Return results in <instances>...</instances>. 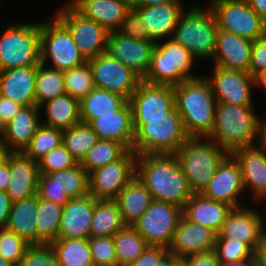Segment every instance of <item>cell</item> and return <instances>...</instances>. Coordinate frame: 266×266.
<instances>
[{
	"instance_id": "52a82bcc",
	"label": "cell",
	"mask_w": 266,
	"mask_h": 266,
	"mask_svg": "<svg viewBox=\"0 0 266 266\" xmlns=\"http://www.w3.org/2000/svg\"><path fill=\"white\" fill-rule=\"evenodd\" d=\"M163 44L158 41L152 52L150 66L142 81L154 85H179L186 79L199 77L190 71L197 59L188 49L172 38Z\"/></svg>"
},
{
	"instance_id": "f1b7e54d",
	"label": "cell",
	"mask_w": 266,
	"mask_h": 266,
	"mask_svg": "<svg viewBox=\"0 0 266 266\" xmlns=\"http://www.w3.org/2000/svg\"><path fill=\"white\" fill-rule=\"evenodd\" d=\"M231 209L224 202L210 200L201 193H193L183 208V215L191 222L209 227L218 234Z\"/></svg>"
},
{
	"instance_id": "4fadbf2b",
	"label": "cell",
	"mask_w": 266,
	"mask_h": 266,
	"mask_svg": "<svg viewBox=\"0 0 266 266\" xmlns=\"http://www.w3.org/2000/svg\"><path fill=\"white\" fill-rule=\"evenodd\" d=\"M137 155L128 150L117 161L110 162L89 174V194L97 200H115L136 176Z\"/></svg>"
},
{
	"instance_id": "680465c9",
	"label": "cell",
	"mask_w": 266,
	"mask_h": 266,
	"mask_svg": "<svg viewBox=\"0 0 266 266\" xmlns=\"http://www.w3.org/2000/svg\"><path fill=\"white\" fill-rule=\"evenodd\" d=\"M10 179V156L6 164L0 167V191H6Z\"/></svg>"
},
{
	"instance_id": "7c38bea8",
	"label": "cell",
	"mask_w": 266,
	"mask_h": 266,
	"mask_svg": "<svg viewBox=\"0 0 266 266\" xmlns=\"http://www.w3.org/2000/svg\"><path fill=\"white\" fill-rule=\"evenodd\" d=\"M54 15L69 31L86 61L106 52L109 32L100 24L85 17L73 5H64Z\"/></svg>"
},
{
	"instance_id": "91938a15",
	"label": "cell",
	"mask_w": 266,
	"mask_h": 266,
	"mask_svg": "<svg viewBox=\"0 0 266 266\" xmlns=\"http://www.w3.org/2000/svg\"><path fill=\"white\" fill-rule=\"evenodd\" d=\"M249 6L265 21L266 0H246Z\"/></svg>"
},
{
	"instance_id": "277c9868",
	"label": "cell",
	"mask_w": 266,
	"mask_h": 266,
	"mask_svg": "<svg viewBox=\"0 0 266 266\" xmlns=\"http://www.w3.org/2000/svg\"><path fill=\"white\" fill-rule=\"evenodd\" d=\"M135 138L132 150L141 154H175L190 138L174 107L166 118L133 119Z\"/></svg>"
},
{
	"instance_id": "f6af8a7d",
	"label": "cell",
	"mask_w": 266,
	"mask_h": 266,
	"mask_svg": "<svg viewBox=\"0 0 266 266\" xmlns=\"http://www.w3.org/2000/svg\"><path fill=\"white\" fill-rule=\"evenodd\" d=\"M37 162L40 174H50L52 172L66 170L78 164L77 160L63 144L52 149Z\"/></svg>"
},
{
	"instance_id": "db71d44e",
	"label": "cell",
	"mask_w": 266,
	"mask_h": 266,
	"mask_svg": "<svg viewBox=\"0 0 266 266\" xmlns=\"http://www.w3.org/2000/svg\"><path fill=\"white\" fill-rule=\"evenodd\" d=\"M37 196L41 200L55 202L62 206L69 201V197L59 186L38 185Z\"/></svg>"
},
{
	"instance_id": "ac0fdd59",
	"label": "cell",
	"mask_w": 266,
	"mask_h": 266,
	"mask_svg": "<svg viewBox=\"0 0 266 266\" xmlns=\"http://www.w3.org/2000/svg\"><path fill=\"white\" fill-rule=\"evenodd\" d=\"M244 188L242 173L236 159L228 154L201 194L210 200L224 202L232 208L241 207L238 200Z\"/></svg>"
},
{
	"instance_id": "7dc6e473",
	"label": "cell",
	"mask_w": 266,
	"mask_h": 266,
	"mask_svg": "<svg viewBox=\"0 0 266 266\" xmlns=\"http://www.w3.org/2000/svg\"><path fill=\"white\" fill-rule=\"evenodd\" d=\"M29 245L11 230L7 228L0 229V255L15 266L18 265Z\"/></svg>"
},
{
	"instance_id": "ab89813d",
	"label": "cell",
	"mask_w": 266,
	"mask_h": 266,
	"mask_svg": "<svg viewBox=\"0 0 266 266\" xmlns=\"http://www.w3.org/2000/svg\"><path fill=\"white\" fill-rule=\"evenodd\" d=\"M35 82V102L38 107L46 101L66 94L63 71L40 63L37 65Z\"/></svg>"
},
{
	"instance_id": "e575fe53",
	"label": "cell",
	"mask_w": 266,
	"mask_h": 266,
	"mask_svg": "<svg viewBox=\"0 0 266 266\" xmlns=\"http://www.w3.org/2000/svg\"><path fill=\"white\" fill-rule=\"evenodd\" d=\"M45 107L47 121L41 124L66 130L81 122L79 101L68 94H63L40 105Z\"/></svg>"
},
{
	"instance_id": "f907efd6",
	"label": "cell",
	"mask_w": 266,
	"mask_h": 266,
	"mask_svg": "<svg viewBox=\"0 0 266 266\" xmlns=\"http://www.w3.org/2000/svg\"><path fill=\"white\" fill-rule=\"evenodd\" d=\"M118 32L126 37L134 39L151 40L142 24L138 12L133 7L126 12Z\"/></svg>"
},
{
	"instance_id": "8c879c8a",
	"label": "cell",
	"mask_w": 266,
	"mask_h": 266,
	"mask_svg": "<svg viewBox=\"0 0 266 266\" xmlns=\"http://www.w3.org/2000/svg\"><path fill=\"white\" fill-rule=\"evenodd\" d=\"M173 266H188L187 262L184 259H177L174 263Z\"/></svg>"
},
{
	"instance_id": "c3c4849f",
	"label": "cell",
	"mask_w": 266,
	"mask_h": 266,
	"mask_svg": "<svg viewBox=\"0 0 266 266\" xmlns=\"http://www.w3.org/2000/svg\"><path fill=\"white\" fill-rule=\"evenodd\" d=\"M88 242L94 266H117L113 237H89Z\"/></svg>"
},
{
	"instance_id": "f546056e",
	"label": "cell",
	"mask_w": 266,
	"mask_h": 266,
	"mask_svg": "<svg viewBox=\"0 0 266 266\" xmlns=\"http://www.w3.org/2000/svg\"><path fill=\"white\" fill-rule=\"evenodd\" d=\"M73 6L108 32L118 31L131 6L122 0H78Z\"/></svg>"
},
{
	"instance_id": "9a60e30c",
	"label": "cell",
	"mask_w": 266,
	"mask_h": 266,
	"mask_svg": "<svg viewBox=\"0 0 266 266\" xmlns=\"http://www.w3.org/2000/svg\"><path fill=\"white\" fill-rule=\"evenodd\" d=\"M250 208H232L217 237L239 240L257 254L266 239V230L261 215Z\"/></svg>"
},
{
	"instance_id": "89a4df30",
	"label": "cell",
	"mask_w": 266,
	"mask_h": 266,
	"mask_svg": "<svg viewBox=\"0 0 266 266\" xmlns=\"http://www.w3.org/2000/svg\"><path fill=\"white\" fill-rule=\"evenodd\" d=\"M6 132V123L3 121V119L0 117V141L3 140Z\"/></svg>"
},
{
	"instance_id": "9c48e42d",
	"label": "cell",
	"mask_w": 266,
	"mask_h": 266,
	"mask_svg": "<svg viewBox=\"0 0 266 266\" xmlns=\"http://www.w3.org/2000/svg\"><path fill=\"white\" fill-rule=\"evenodd\" d=\"M51 59L54 69L65 71L83 65L86 59L74 43L68 29L54 16L40 24V63Z\"/></svg>"
},
{
	"instance_id": "d590c367",
	"label": "cell",
	"mask_w": 266,
	"mask_h": 266,
	"mask_svg": "<svg viewBox=\"0 0 266 266\" xmlns=\"http://www.w3.org/2000/svg\"><path fill=\"white\" fill-rule=\"evenodd\" d=\"M125 226L115 200H97L91 221L90 237H113Z\"/></svg>"
},
{
	"instance_id": "2e32d148",
	"label": "cell",
	"mask_w": 266,
	"mask_h": 266,
	"mask_svg": "<svg viewBox=\"0 0 266 266\" xmlns=\"http://www.w3.org/2000/svg\"><path fill=\"white\" fill-rule=\"evenodd\" d=\"M211 76H207V79L217 102L253 106L251 88H254L255 83L248 72L214 66Z\"/></svg>"
},
{
	"instance_id": "484cf974",
	"label": "cell",
	"mask_w": 266,
	"mask_h": 266,
	"mask_svg": "<svg viewBox=\"0 0 266 266\" xmlns=\"http://www.w3.org/2000/svg\"><path fill=\"white\" fill-rule=\"evenodd\" d=\"M89 125L99 139L116 141L127 150H132L135 132L133 129L132 107L129 101L119 110L93 119Z\"/></svg>"
},
{
	"instance_id": "30bf717a",
	"label": "cell",
	"mask_w": 266,
	"mask_h": 266,
	"mask_svg": "<svg viewBox=\"0 0 266 266\" xmlns=\"http://www.w3.org/2000/svg\"><path fill=\"white\" fill-rule=\"evenodd\" d=\"M182 215L183 208L153 200L132 226L144 238L148 246L169 249Z\"/></svg>"
},
{
	"instance_id": "e7e4bbea",
	"label": "cell",
	"mask_w": 266,
	"mask_h": 266,
	"mask_svg": "<svg viewBox=\"0 0 266 266\" xmlns=\"http://www.w3.org/2000/svg\"><path fill=\"white\" fill-rule=\"evenodd\" d=\"M12 151L7 147V145L0 141V167L7 163L9 156Z\"/></svg>"
},
{
	"instance_id": "cb8c5ba5",
	"label": "cell",
	"mask_w": 266,
	"mask_h": 266,
	"mask_svg": "<svg viewBox=\"0 0 266 266\" xmlns=\"http://www.w3.org/2000/svg\"><path fill=\"white\" fill-rule=\"evenodd\" d=\"M39 175L37 161L32 160L23 152H12L10 155V179L6 190L11 202L37 195Z\"/></svg>"
},
{
	"instance_id": "6f0895ef",
	"label": "cell",
	"mask_w": 266,
	"mask_h": 266,
	"mask_svg": "<svg viewBox=\"0 0 266 266\" xmlns=\"http://www.w3.org/2000/svg\"><path fill=\"white\" fill-rule=\"evenodd\" d=\"M12 202L6 191H0V229L6 228Z\"/></svg>"
},
{
	"instance_id": "8992f818",
	"label": "cell",
	"mask_w": 266,
	"mask_h": 266,
	"mask_svg": "<svg viewBox=\"0 0 266 266\" xmlns=\"http://www.w3.org/2000/svg\"><path fill=\"white\" fill-rule=\"evenodd\" d=\"M218 27L210 9L193 5L181 15L172 39L184 46L197 59H209L214 54Z\"/></svg>"
},
{
	"instance_id": "7bdbcfd3",
	"label": "cell",
	"mask_w": 266,
	"mask_h": 266,
	"mask_svg": "<svg viewBox=\"0 0 266 266\" xmlns=\"http://www.w3.org/2000/svg\"><path fill=\"white\" fill-rule=\"evenodd\" d=\"M66 94L79 102L95 88L93 73L89 62L63 71Z\"/></svg>"
},
{
	"instance_id": "ffe728a7",
	"label": "cell",
	"mask_w": 266,
	"mask_h": 266,
	"mask_svg": "<svg viewBox=\"0 0 266 266\" xmlns=\"http://www.w3.org/2000/svg\"><path fill=\"white\" fill-rule=\"evenodd\" d=\"M217 233L209 227L191 222L184 215L179 220L168 249L176 258L184 259L215 249Z\"/></svg>"
},
{
	"instance_id": "d6986e66",
	"label": "cell",
	"mask_w": 266,
	"mask_h": 266,
	"mask_svg": "<svg viewBox=\"0 0 266 266\" xmlns=\"http://www.w3.org/2000/svg\"><path fill=\"white\" fill-rule=\"evenodd\" d=\"M155 44L153 40L134 39L113 31L108 34L106 53L143 78L149 69Z\"/></svg>"
},
{
	"instance_id": "34e18365",
	"label": "cell",
	"mask_w": 266,
	"mask_h": 266,
	"mask_svg": "<svg viewBox=\"0 0 266 266\" xmlns=\"http://www.w3.org/2000/svg\"><path fill=\"white\" fill-rule=\"evenodd\" d=\"M76 1H78V0H71V2H68L67 5H73Z\"/></svg>"
},
{
	"instance_id": "816d5d0a",
	"label": "cell",
	"mask_w": 266,
	"mask_h": 266,
	"mask_svg": "<svg viewBox=\"0 0 266 266\" xmlns=\"http://www.w3.org/2000/svg\"><path fill=\"white\" fill-rule=\"evenodd\" d=\"M266 71V33L253 41L249 74L254 78Z\"/></svg>"
},
{
	"instance_id": "1f68e13d",
	"label": "cell",
	"mask_w": 266,
	"mask_h": 266,
	"mask_svg": "<svg viewBox=\"0 0 266 266\" xmlns=\"http://www.w3.org/2000/svg\"><path fill=\"white\" fill-rule=\"evenodd\" d=\"M38 196L13 202L6 228L11 230L27 243L36 244V215Z\"/></svg>"
},
{
	"instance_id": "03108f58",
	"label": "cell",
	"mask_w": 266,
	"mask_h": 266,
	"mask_svg": "<svg viewBox=\"0 0 266 266\" xmlns=\"http://www.w3.org/2000/svg\"><path fill=\"white\" fill-rule=\"evenodd\" d=\"M258 266H266V239L263 245L260 247L258 253Z\"/></svg>"
},
{
	"instance_id": "8d00e7d4",
	"label": "cell",
	"mask_w": 266,
	"mask_h": 266,
	"mask_svg": "<svg viewBox=\"0 0 266 266\" xmlns=\"http://www.w3.org/2000/svg\"><path fill=\"white\" fill-rule=\"evenodd\" d=\"M63 206L38 198L36 244H51L58 239Z\"/></svg>"
},
{
	"instance_id": "4316f807",
	"label": "cell",
	"mask_w": 266,
	"mask_h": 266,
	"mask_svg": "<svg viewBox=\"0 0 266 266\" xmlns=\"http://www.w3.org/2000/svg\"><path fill=\"white\" fill-rule=\"evenodd\" d=\"M37 65L0 71L1 95L23 106L36 105Z\"/></svg>"
},
{
	"instance_id": "003e7915",
	"label": "cell",
	"mask_w": 266,
	"mask_h": 266,
	"mask_svg": "<svg viewBox=\"0 0 266 266\" xmlns=\"http://www.w3.org/2000/svg\"><path fill=\"white\" fill-rule=\"evenodd\" d=\"M254 83L256 86H262L266 89V71L259 73L254 77Z\"/></svg>"
},
{
	"instance_id": "6125c7cd",
	"label": "cell",
	"mask_w": 266,
	"mask_h": 266,
	"mask_svg": "<svg viewBox=\"0 0 266 266\" xmlns=\"http://www.w3.org/2000/svg\"><path fill=\"white\" fill-rule=\"evenodd\" d=\"M171 2H182V0H134L132 6H152Z\"/></svg>"
},
{
	"instance_id": "ee69618b",
	"label": "cell",
	"mask_w": 266,
	"mask_h": 266,
	"mask_svg": "<svg viewBox=\"0 0 266 266\" xmlns=\"http://www.w3.org/2000/svg\"><path fill=\"white\" fill-rule=\"evenodd\" d=\"M63 131L41 124L23 153L34 161L40 160L62 144Z\"/></svg>"
},
{
	"instance_id": "44dd1931",
	"label": "cell",
	"mask_w": 266,
	"mask_h": 266,
	"mask_svg": "<svg viewBox=\"0 0 266 266\" xmlns=\"http://www.w3.org/2000/svg\"><path fill=\"white\" fill-rule=\"evenodd\" d=\"M132 7L138 12L147 34L155 42L162 38H172L177 22L186 10L182 2Z\"/></svg>"
},
{
	"instance_id": "94428289",
	"label": "cell",
	"mask_w": 266,
	"mask_h": 266,
	"mask_svg": "<svg viewBox=\"0 0 266 266\" xmlns=\"http://www.w3.org/2000/svg\"><path fill=\"white\" fill-rule=\"evenodd\" d=\"M219 266H258V257H248L237 261L220 263Z\"/></svg>"
},
{
	"instance_id": "753ad0ef",
	"label": "cell",
	"mask_w": 266,
	"mask_h": 266,
	"mask_svg": "<svg viewBox=\"0 0 266 266\" xmlns=\"http://www.w3.org/2000/svg\"><path fill=\"white\" fill-rule=\"evenodd\" d=\"M122 1L127 2L131 7H132L133 2H134V0H122Z\"/></svg>"
},
{
	"instance_id": "7402d4cb",
	"label": "cell",
	"mask_w": 266,
	"mask_h": 266,
	"mask_svg": "<svg viewBox=\"0 0 266 266\" xmlns=\"http://www.w3.org/2000/svg\"><path fill=\"white\" fill-rule=\"evenodd\" d=\"M253 41L219 29L215 43L214 66L249 72Z\"/></svg>"
},
{
	"instance_id": "d6a6232c",
	"label": "cell",
	"mask_w": 266,
	"mask_h": 266,
	"mask_svg": "<svg viewBox=\"0 0 266 266\" xmlns=\"http://www.w3.org/2000/svg\"><path fill=\"white\" fill-rule=\"evenodd\" d=\"M38 185L59 186L69 199L80 198L89 194V173L78 163L66 170L40 174Z\"/></svg>"
},
{
	"instance_id": "7a4b0ae2",
	"label": "cell",
	"mask_w": 266,
	"mask_h": 266,
	"mask_svg": "<svg viewBox=\"0 0 266 266\" xmlns=\"http://www.w3.org/2000/svg\"><path fill=\"white\" fill-rule=\"evenodd\" d=\"M175 107L190 137H207L213 129L217 100L207 77L186 79L173 87Z\"/></svg>"
},
{
	"instance_id": "5bb4252c",
	"label": "cell",
	"mask_w": 266,
	"mask_h": 266,
	"mask_svg": "<svg viewBox=\"0 0 266 266\" xmlns=\"http://www.w3.org/2000/svg\"><path fill=\"white\" fill-rule=\"evenodd\" d=\"M96 88L119 94L128 101L142 81L131 68L104 52L88 60Z\"/></svg>"
},
{
	"instance_id": "2644e50d",
	"label": "cell",
	"mask_w": 266,
	"mask_h": 266,
	"mask_svg": "<svg viewBox=\"0 0 266 266\" xmlns=\"http://www.w3.org/2000/svg\"><path fill=\"white\" fill-rule=\"evenodd\" d=\"M0 266H15L13 263L7 261L0 255Z\"/></svg>"
},
{
	"instance_id": "603a6c76",
	"label": "cell",
	"mask_w": 266,
	"mask_h": 266,
	"mask_svg": "<svg viewBox=\"0 0 266 266\" xmlns=\"http://www.w3.org/2000/svg\"><path fill=\"white\" fill-rule=\"evenodd\" d=\"M231 155L240 166L244 188L250 187L255 199L266 200V146L258 143Z\"/></svg>"
},
{
	"instance_id": "4dcf8cb0",
	"label": "cell",
	"mask_w": 266,
	"mask_h": 266,
	"mask_svg": "<svg viewBox=\"0 0 266 266\" xmlns=\"http://www.w3.org/2000/svg\"><path fill=\"white\" fill-rule=\"evenodd\" d=\"M115 201L124 224L132 226L150 206L153 198L145 185L135 176L118 194Z\"/></svg>"
},
{
	"instance_id": "6da1fadb",
	"label": "cell",
	"mask_w": 266,
	"mask_h": 266,
	"mask_svg": "<svg viewBox=\"0 0 266 266\" xmlns=\"http://www.w3.org/2000/svg\"><path fill=\"white\" fill-rule=\"evenodd\" d=\"M136 176L153 200L184 208L193 195L175 154L137 155Z\"/></svg>"
},
{
	"instance_id": "681fc988",
	"label": "cell",
	"mask_w": 266,
	"mask_h": 266,
	"mask_svg": "<svg viewBox=\"0 0 266 266\" xmlns=\"http://www.w3.org/2000/svg\"><path fill=\"white\" fill-rule=\"evenodd\" d=\"M17 266H60L51 244L29 245Z\"/></svg>"
},
{
	"instance_id": "e0dca14e",
	"label": "cell",
	"mask_w": 266,
	"mask_h": 266,
	"mask_svg": "<svg viewBox=\"0 0 266 266\" xmlns=\"http://www.w3.org/2000/svg\"><path fill=\"white\" fill-rule=\"evenodd\" d=\"M133 119L166 118L175 107L173 86L141 81L129 100Z\"/></svg>"
},
{
	"instance_id": "11a10c76",
	"label": "cell",
	"mask_w": 266,
	"mask_h": 266,
	"mask_svg": "<svg viewBox=\"0 0 266 266\" xmlns=\"http://www.w3.org/2000/svg\"><path fill=\"white\" fill-rule=\"evenodd\" d=\"M188 266H219L220 262L214 250L193 254L184 258Z\"/></svg>"
},
{
	"instance_id": "3957f363",
	"label": "cell",
	"mask_w": 266,
	"mask_h": 266,
	"mask_svg": "<svg viewBox=\"0 0 266 266\" xmlns=\"http://www.w3.org/2000/svg\"><path fill=\"white\" fill-rule=\"evenodd\" d=\"M207 138L227 154L257 145L260 143V118L255 115L253 106L217 102L213 129Z\"/></svg>"
},
{
	"instance_id": "ba28073f",
	"label": "cell",
	"mask_w": 266,
	"mask_h": 266,
	"mask_svg": "<svg viewBox=\"0 0 266 266\" xmlns=\"http://www.w3.org/2000/svg\"><path fill=\"white\" fill-rule=\"evenodd\" d=\"M40 64V23L11 24L0 36V71Z\"/></svg>"
},
{
	"instance_id": "be15d7a7",
	"label": "cell",
	"mask_w": 266,
	"mask_h": 266,
	"mask_svg": "<svg viewBox=\"0 0 266 266\" xmlns=\"http://www.w3.org/2000/svg\"><path fill=\"white\" fill-rule=\"evenodd\" d=\"M172 253L167 251L153 266H173V263L177 260Z\"/></svg>"
},
{
	"instance_id": "b9f144b4",
	"label": "cell",
	"mask_w": 266,
	"mask_h": 266,
	"mask_svg": "<svg viewBox=\"0 0 266 266\" xmlns=\"http://www.w3.org/2000/svg\"><path fill=\"white\" fill-rule=\"evenodd\" d=\"M127 151L121 143L99 139L79 164L90 174L110 162L117 161Z\"/></svg>"
},
{
	"instance_id": "74e56055",
	"label": "cell",
	"mask_w": 266,
	"mask_h": 266,
	"mask_svg": "<svg viewBox=\"0 0 266 266\" xmlns=\"http://www.w3.org/2000/svg\"><path fill=\"white\" fill-rule=\"evenodd\" d=\"M51 246L60 266H94L88 239H57Z\"/></svg>"
},
{
	"instance_id": "f5cc1de1",
	"label": "cell",
	"mask_w": 266,
	"mask_h": 266,
	"mask_svg": "<svg viewBox=\"0 0 266 266\" xmlns=\"http://www.w3.org/2000/svg\"><path fill=\"white\" fill-rule=\"evenodd\" d=\"M167 251L164 247L147 246L135 261L125 266H153Z\"/></svg>"
},
{
	"instance_id": "8fae6325",
	"label": "cell",
	"mask_w": 266,
	"mask_h": 266,
	"mask_svg": "<svg viewBox=\"0 0 266 266\" xmlns=\"http://www.w3.org/2000/svg\"><path fill=\"white\" fill-rule=\"evenodd\" d=\"M218 29L255 41L265 33V21L246 0H211Z\"/></svg>"
},
{
	"instance_id": "83f0119b",
	"label": "cell",
	"mask_w": 266,
	"mask_h": 266,
	"mask_svg": "<svg viewBox=\"0 0 266 266\" xmlns=\"http://www.w3.org/2000/svg\"><path fill=\"white\" fill-rule=\"evenodd\" d=\"M40 107L23 106L18 113L6 123L3 142L12 152H23L41 125Z\"/></svg>"
},
{
	"instance_id": "bcb514c9",
	"label": "cell",
	"mask_w": 266,
	"mask_h": 266,
	"mask_svg": "<svg viewBox=\"0 0 266 266\" xmlns=\"http://www.w3.org/2000/svg\"><path fill=\"white\" fill-rule=\"evenodd\" d=\"M220 263L237 261L242 258L257 257L246 244L236 239L216 237L214 249Z\"/></svg>"
},
{
	"instance_id": "836d02e7",
	"label": "cell",
	"mask_w": 266,
	"mask_h": 266,
	"mask_svg": "<svg viewBox=\"0 0 266 266\" xmlns=\"http://www.w3.org/2000/svg\"><path fill=\"white\" fill-rule=\"evenodd\" d=\"M127 101L119 94L95 87L79 102L81 122L89 124L101 115L111 114Z\"/></svg>"
},
{
	"instance_id": "5b68a950",
	"label": "cell",
	"mask_w": 266,
	"mask_h": 266,
	"mask_svg": "<svg viewBox=\"0 0 266 266\" xmlns=\"http://www.w3.org/2000/svg\"><path fill=\"white\" fill-rule=\"evenodd\" d=\"M175 155L191 191L201 193L228 154L207 137H190Z\"/></svg>"
},
{
	"instance_id": "a7ac6f4b",
	"label": "cell",
	"mask_w": 266,
	"mask_h": 266,
	"mask_svg": "<svg viewBox=\"0 0 266 266\" xmlns=\"http://www.w3.org/2000/svg\"><path fill=\"white\" fill-rule=\"evenodd\" d=\"M260 143L266 146V119H260Z\"/></svg>"
},
{
	"instance_id": "9f6ffc18",
	"label": "cell",
	"mask_w": 266,
	"mask_h": 266,
	"mask_svg": "<svg viewBox=\"0 0 266 266\" xmlns=\"http://www.w3.org/2000/svg\"><path fill=\"white\" fill-rule=\"evenodd\" d=\"M23 107V105L14 102L4 96L0 97V117L5 123L9 122Z\"/></svg>"
},
{
	"instance_id": "d4e9b609",
	"label": "cell",
	"mask_w": 266,
	"mask_h": 266,
	"mask_svg": "<svg viewBox=\"0 0 266 266\" xmlns=\"http://www.w3.org/2000/svg\"><path fill=\"white\" fill-rule=\"evenodd\" d=\"M95 203L96 199L91 194L69 199L63 206L58 239H88Z\"/></svg>"
},
{
	"instance_id": "f35d334b",
	"label": "cell",
	"mask_w": 266,
	"mask_h": 266,
	"mask_svg": "<svg viewBox=\"0 0 266 266\" xmlns=\"http://www.w3.org/2000/svg\"><path fill=\"white\" fill-rule=\"evenodd\" d=\"M117 266L135 261L147 248L144 238L131 225H125L114 236Z\"/></svg>"
},
{
	"instance_id": "60d3db41",
	"label": "cell",
	"mask_w": 266,
	"mask_h": 266,
	"mask_svg": "<svg viewBox=\"0 0 266 266\" xmlns=\"http://www.w3.org/2000/svg\"><path fill=\"white\" fill-rule=\"evenodd\" d=\"M98 141L99 137L87 123L79 122L63 130L62 144L78 163Z\"/></svg>"
}]
</instances>
